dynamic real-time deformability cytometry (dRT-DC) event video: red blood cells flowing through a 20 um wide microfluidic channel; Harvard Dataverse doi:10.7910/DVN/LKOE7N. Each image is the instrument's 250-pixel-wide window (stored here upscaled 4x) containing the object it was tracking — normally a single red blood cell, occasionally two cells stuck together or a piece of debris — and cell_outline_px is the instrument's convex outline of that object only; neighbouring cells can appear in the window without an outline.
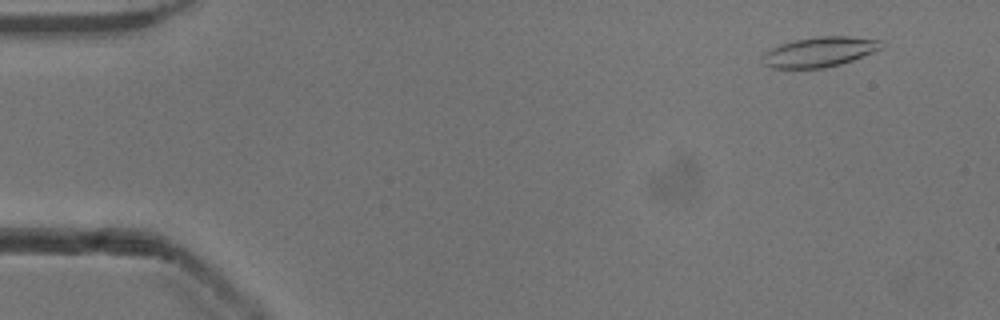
{"species": "common noctule bat (a hibernating species)", "species_latin": "Nyctalus noctula", "temperature_condition": "cold", "stored_images_in_passage": 52, "camera_frame_rate_fps": 3000, "um_per_image_px": 0.085, "animal": {"sex": "male", "body_mass_g": 13.3}, "frame": {"image": 1, "passage_image": 4, "time_ms": 1.0, "image_size_px": [1000, 320], "cell_outline_px": [[884, 44], [880, 48], [872, 52], [852, 60], [840, 64], [824, 68], [772, 68], [764, 64], [764, 52], [780, 44], [796, 40], [820, 36], [848, 36], [880, 40]], "centroid_in_image_um": [69.66, 4.41], "position_along_channel_um": 15.3, "area_um2": 20.4}}
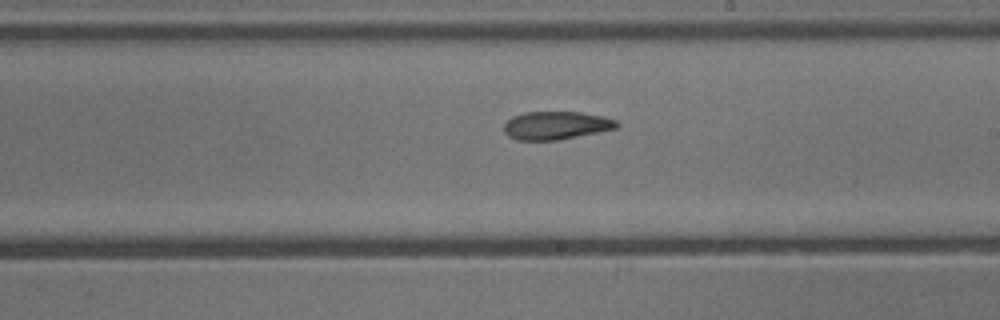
{"frame": {"image": 2, "passage_image": 30, "time_ms": 9.667, "image_size_px": [1000, 320], "cell_outline_px": [[620, 124], [616, 128], [556, 140], [516, 140], [508, 136], [504, 132], [504, 124], [512, 116], [524, 112], [580, 112], [604, 116], [616, 120]], "centroid_in_image_um": [47.24, 10.65], "position_along_channel_um": 241.8, "area_um2": 18.38}}
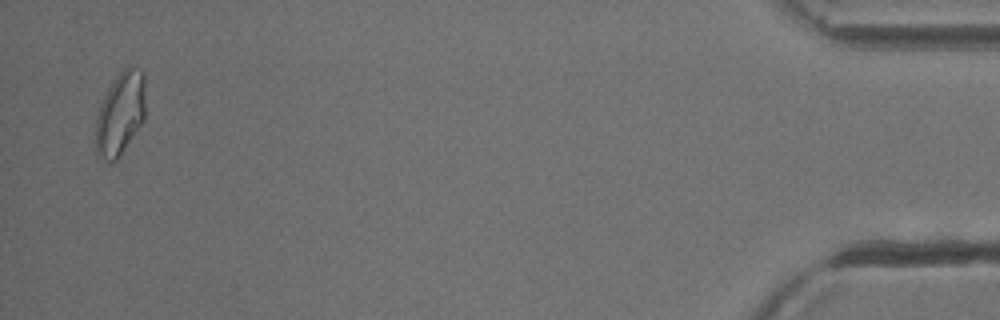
{"frame": {"image": 3, "passage_image": 51, "time_ms": 16.667, "image_size_px": [1000, 320], "cell_outline_px": [[144, 120], [120, 156], [112, 164], [96, 156], [96, 116], [100, 104], [108, 88], [120, 72], [128, 64], [140, 68], [144, 72]], "centroid_in_image_um": [10.22, 9.66], "position_along_channel_um": 425.0, "area_um2": 24.33}, "authors_computed_cell_mechanics": {"area_um2": 19.8832, "velocity_mm_per_s": 3.8939, "shape_relaxation_time_tau1_ms": 8.0685, "shape_relaxation_time_tau2_ms": 4.4049, "deformation_change_tau1": 0.1997, "deformation_change_tau2": 0.1226}}